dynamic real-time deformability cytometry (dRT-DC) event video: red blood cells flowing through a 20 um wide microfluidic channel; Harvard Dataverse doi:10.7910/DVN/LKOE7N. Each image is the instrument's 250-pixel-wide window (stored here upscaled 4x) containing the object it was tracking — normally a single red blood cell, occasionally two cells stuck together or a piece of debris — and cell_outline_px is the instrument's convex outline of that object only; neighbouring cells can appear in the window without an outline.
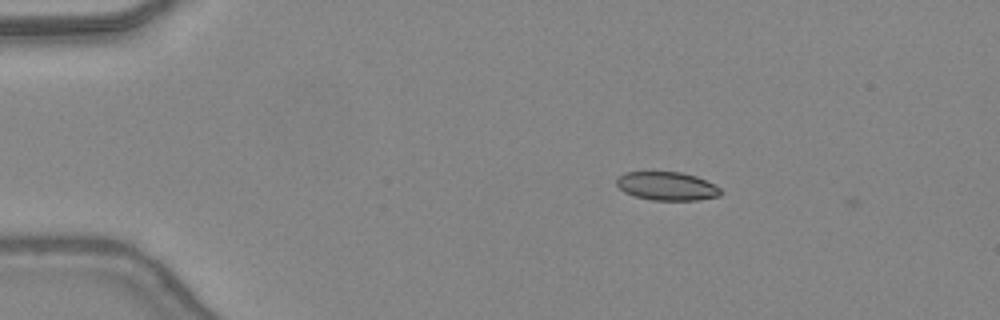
{"species": "common noctule bat (a hibernating species)", "species_latin": "Nyctalus noctula", "temperature_condition": "warm", "stored_images_in_passage": 2, "camera_frame_rate_fps": 3000, "um_per_image_px": 0.085, "animal": {"sex": "female", "body_mass_g": 24.6, "forearm_length_mm": 56.2}, "frame": {"image": 1, "passage_image": 1, "time_ms": 0.0, "image_size_px": [1000, 320], "cell_outline_px": [[720, 196], [696, 200], [652, 200], [636, 196], [624, 192], [616, 184], [616, 180], [624, 172], [680, 172], [696, 176], [720, 188]], "centroid_in_image_um": [56.67, 15.82], "position_along_channel_um": 28.3, "area_um2": 17.05}}